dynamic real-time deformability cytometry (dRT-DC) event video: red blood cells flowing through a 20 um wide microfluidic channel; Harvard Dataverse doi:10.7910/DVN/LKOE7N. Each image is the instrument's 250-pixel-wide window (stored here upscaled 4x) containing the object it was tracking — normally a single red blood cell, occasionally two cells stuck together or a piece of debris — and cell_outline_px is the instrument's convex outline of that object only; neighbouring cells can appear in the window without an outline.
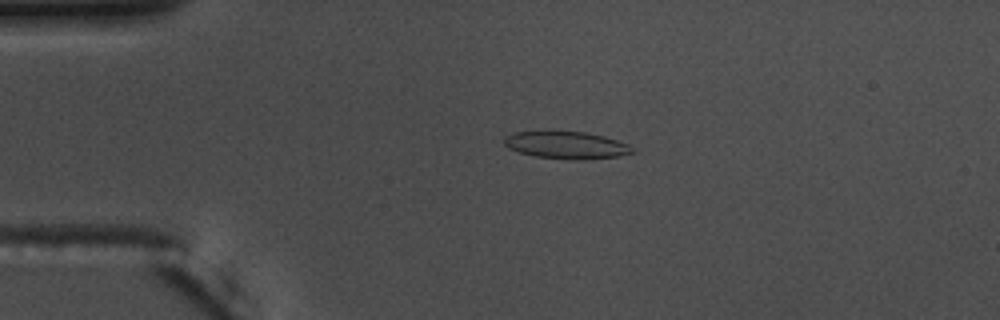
{"species": "common noctule bat (a hibernating species)", "species_latin": "Nyctalus noctula", "temperature_condition": "warm", "stored_images_in_passage": 56, "camera_frame_rate_fps": 3000, "um_per_image_px": 0.085, "animal": {"sex": "male", "body_mass_g": 17.5, "forearm_length_mm": 52.3}, "frame": {"image": 1, "passage_image": 13, "time_ms": 4.0, "image_size_px": [1000, 320], "cell_outline_px": [[636, 152], [620, 156], [584, 160], [576, 160], [532, 156], [508, 148], [504, 144], [504, 136], [512, 132], [584, 132], [604, 136], [628, 144], [636, 148]], "centroid_in_image_um": [48.18, 12.35], "position_along_channel_um": 36.8, "area_um2": 20.46}}
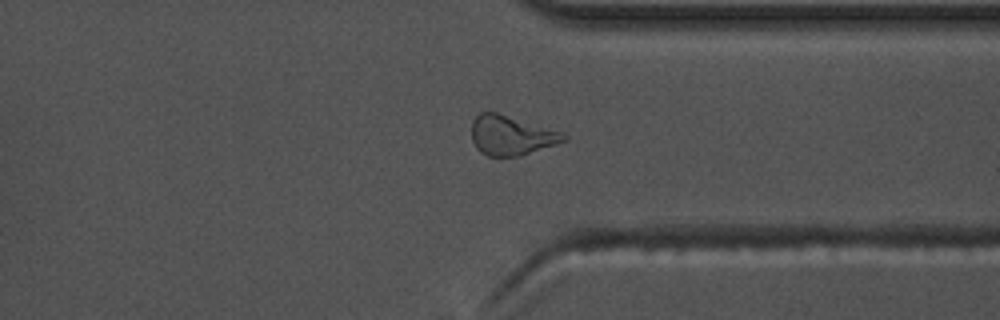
{"frame": {"image": 2, "passage_image": 43, "time_ms": 14.0, "image_size_px": [1000, 320], "cell_outline_px": [[568, 140], [520, 156], [488, 156], [480, 152], [476, 148], [472, 140], [472, 120], [480, 112], [496, 112], [560, 132], [568, 136]], "centroid_in_image_um": [43.42, 11.52], "position_along_channel_um": 368.0, "area_um2": 20.98}}
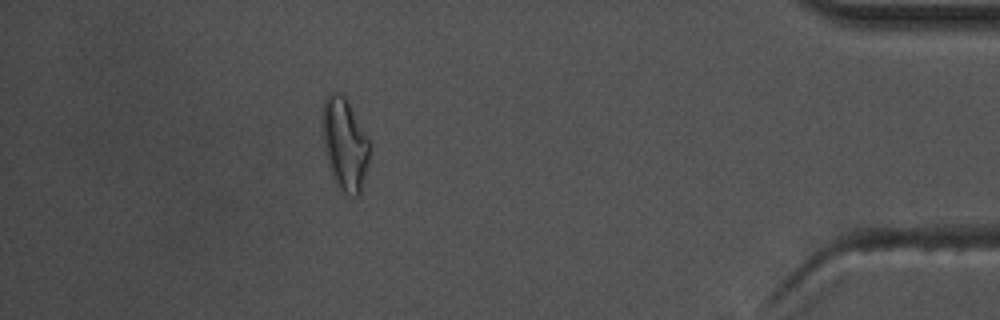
{"frame": {"image": 3, "passage_image": 50, "time_ms": 16.333, "image_size_px": [1000, 320], "cell_outline_px": [[372, 148], [368, 168], [360, 196], [352, 196], [340, 192], [332, 176], [324, 152], [320, 116], [324, 100], [332, 92], [336, 92], [344, 96], [348, 100], [368, 136], [372, 144]], "centroid_in_image_um": [29.32, 12.28], "position_along_channel_um": 405.9, "area_um2": 26.53}, "authors_computed_cell_mechanics": {"area_um2": 20.4901, "velocity_mm_per_s": 3.6807, "shape_relaxation_time_tau1_ms": null, "shape_relaxation_time_tau2_ms": 2.929, "deformation_change_tau1": null, "deformation_change_tau2": 0.1164}}